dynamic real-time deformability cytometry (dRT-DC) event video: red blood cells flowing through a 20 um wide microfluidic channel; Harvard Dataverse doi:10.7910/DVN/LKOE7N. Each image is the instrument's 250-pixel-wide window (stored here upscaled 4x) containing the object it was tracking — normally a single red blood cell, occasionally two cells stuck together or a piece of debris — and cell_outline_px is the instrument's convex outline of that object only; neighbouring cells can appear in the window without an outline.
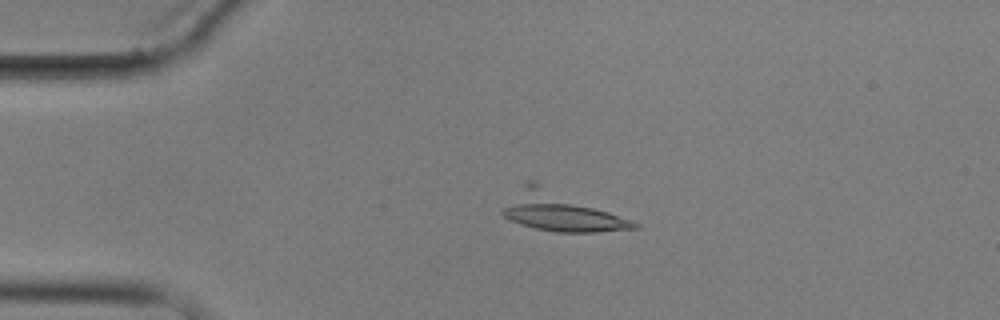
{"species": "common noctule bat (a hibernating species)", "species_latin": "Nyctalus noctula", "temperature_condition": "cold", "stored_images_in_passage": 3, "camera_frame_rate_fps": 3000, "um_per_image_px": 0.085, "animal": {"sex": "male", "body_mass_g": 17.9}, "frame": {"image": 1, "passage_image": 3, "time_ms": 2.333, "image_size_px": [1000, 320], "cell_outline_px": [[640, 228], [596, 232], [556, 232], [536, 228], [520, 224], [504, 216], [500, 212], [524, 180], [536, 180], [632, 220], [640, 224]], "centroid_in_image_um": [47.64, 17.95], "position_along_channel_um": 37.4, "area_um2": 30.0}}